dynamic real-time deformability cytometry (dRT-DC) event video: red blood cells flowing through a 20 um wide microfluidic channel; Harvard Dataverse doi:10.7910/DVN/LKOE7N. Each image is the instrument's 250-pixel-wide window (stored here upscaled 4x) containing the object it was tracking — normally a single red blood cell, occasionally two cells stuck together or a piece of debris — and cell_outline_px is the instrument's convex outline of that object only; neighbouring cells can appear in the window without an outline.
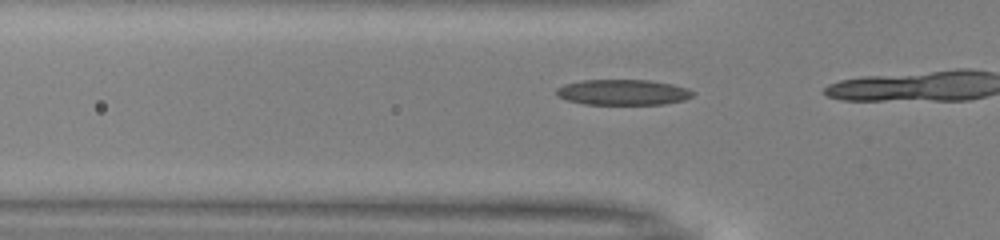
{"species": "common noctule bat (a hibernating species)", "species_latin": "Nyctalus noctula", "temperature_condition": "warm", "stored_images_in_passage": 15, "camera_frame_rate_fps": 3000, "um_per_image_px": 0.085, "animal": {"sex": "male", "body_mass_g": 13.0, "forearm_length_mm": 53.1}, "frame": {"image": 1, "passage_image": 13, "time_ms": 4.0, "image_size_px": [1000, 240], "cell_outline_px": [[696, 92], [692, 96], [684, 100], [664, 104], [584, 104], [568, 100], [556, 96], [556, 88], [564, 84], [584, 80], [648, 80], [672, 84], [688, 88]], "centroid_in_image_um": [52.96, 7.84], "position_along_channel_um": 72.8, "area_um2": 20.35}}